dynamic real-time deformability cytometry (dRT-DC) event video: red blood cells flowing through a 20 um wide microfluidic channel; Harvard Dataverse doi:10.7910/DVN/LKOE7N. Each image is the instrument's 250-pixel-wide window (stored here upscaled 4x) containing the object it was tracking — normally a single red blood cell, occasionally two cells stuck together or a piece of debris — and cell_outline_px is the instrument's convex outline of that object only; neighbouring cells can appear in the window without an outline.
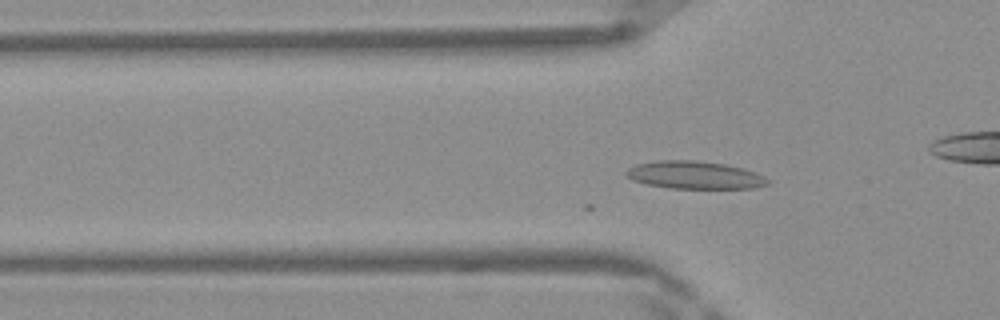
{"species": "Egyptian fruit bat (a non-hibernating species)", "species_latin": "Rousettus aegyptiacus", "temperature_condition": "warm", "stored_images_in_passage": 18, "camera_frame_rate_fps": 3000, "um_per_image_px": 0.085, "frame": {"image": 1, "passage_image": 2, "time_ms": 0.333, "image_size_px": [1000, 320], "cell_outline_px": [[772, 180], [768, 184], [756, 188], [668, 188], [648, 184], [632, 180], [624, 172], [628, 168], [636, 164], [656, 160], [696, 160], [724, 164], [740, 168], [764, 176]], "centroid_in_image_um": [59.03, 14.88], "position_along_channel_um": 66.8, "area_um2": 22.77}}
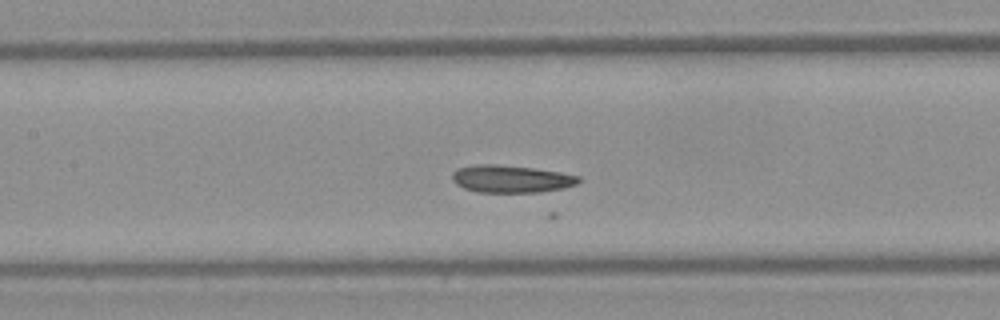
{"frame": {"image": 2, "passage_image": 9, "time_ms": 2.667, "image_size_px": [1000, 320], "cell_outline_px": [[580, 180], [576, 184], [564, 188], [540, 192], [476, 192], [464, 188], [456, 184], [452, 180], [452, 172], [456, 168], [476, 164], [496, 164], [532, 168], [560, 172], [580, 176]], "centroid_in_image_um": [43.41, 15.2], "position_along_channel_um": 164.0, "area_um2": 20.29}}
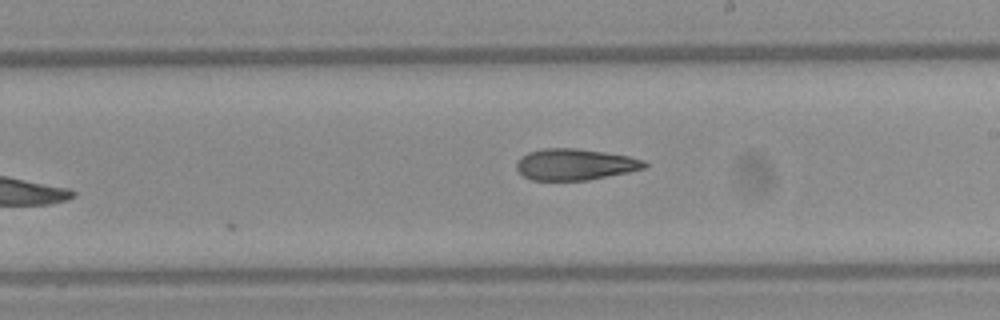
{"frame": {"image": 3, "passage_image": 18, "time_ms": 5.667, "image_size_px": [1000, 320], "cell_outline_px": [[648, 164], [644, 168], [628, 172], [588, 180], [532, 180], [524, 176], [516, 168], [516, 164], [520, 156], [528, 152], [544, 148], [576, 148], [604, 152], [628, 156], [644, 160]], "centroid_in_image_um": [48.86, 13.97], "position_along_channel_um": 240.1, "area_um2": 23.29}}